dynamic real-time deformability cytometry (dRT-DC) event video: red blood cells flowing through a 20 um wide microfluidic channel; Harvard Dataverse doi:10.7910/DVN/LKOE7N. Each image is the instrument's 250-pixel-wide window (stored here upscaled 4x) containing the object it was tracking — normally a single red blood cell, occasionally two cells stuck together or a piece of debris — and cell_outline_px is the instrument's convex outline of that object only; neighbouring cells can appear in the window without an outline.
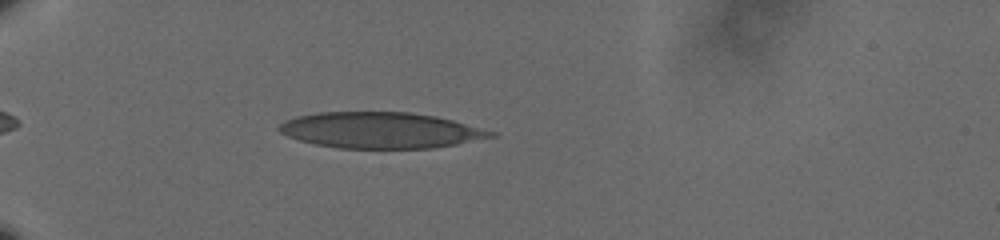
{"species": "human", "species_latin": "Homo sapiens", "temperature_condition": "cold", "stored_images_in_passage": 41, "camera_frame_rate_fps": 3000, "um_per_image_px": 0.085, "donor": {"sex": "male"}, "frame": {"image": 1, "passage_image": 1, "time_ms": 0.0, "image_size_px": [1000, 240], "cell_outline_px": [[500, 136], [456, 144], [432, 148], [340, 148], [316, 144], [300, 140], [288, 136], [280, 132], [276, 128], [284, 120], [296, 116], [316, 112], [408, 112], [436, 116], [452, 120], [496, 132]], "centroid_in_image_um": [32.35, 11.07], "position_along_channel_um": 52.6, "area_um2": 44.45}}
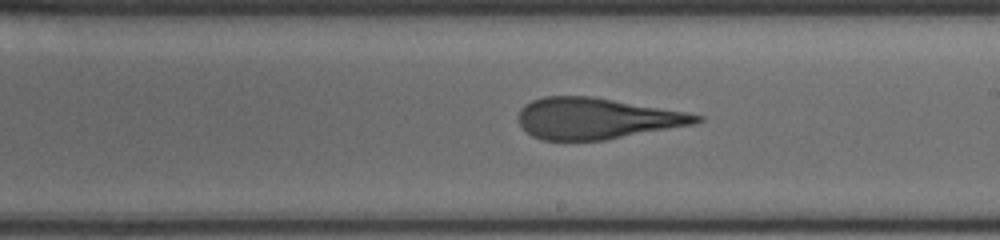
{"frame": {"image": 2, "passage_image": 19, "time_ms": 6.0, "image_size_px": [1000, 240], "cell_outline_px": [[704, 120], [692, 124], [604, 140], [540, 140], [532, 136], [520, 124], [520, 108], [524, 104], [532, 100], [544, 96], [592, 96], [684, 112], [704, 116]], "centroid_in_image_um": [50.66, 10.06], "position_along_channel_um": 238.3, "area_um2": 42.14}}
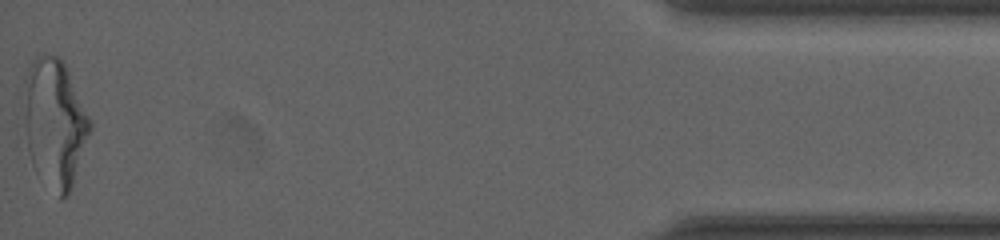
{"frame": {"image": 3, "passage_image": 41, "time_ms": 13.333, "image_size_px": [1000, 240], "cell_outline_px": [[92, 128], [68, 196], [60, 200], [32, 164], [28, 148], [24, 120], [24, 80], [28, 68], [36, 56], [44, 52], [56, 56], [64, 60], [92, 120]], "centroid_in_image_um": [4.66, 10.39], "position_along_channel_um": 430.5, "area_um2": 49.65}, "authors_computed_cell_mechanics": {"area_um2": 44.0436, "velocity_mm_per_s": 3.6013, "shape_relaxation_time_tau1_ms": 5.9655, "shape_relaxation_time_tau2_ms": 1.8653, "deformation_change_tau1": 0.2077, "deformation_change_tau2": 0.1173}}